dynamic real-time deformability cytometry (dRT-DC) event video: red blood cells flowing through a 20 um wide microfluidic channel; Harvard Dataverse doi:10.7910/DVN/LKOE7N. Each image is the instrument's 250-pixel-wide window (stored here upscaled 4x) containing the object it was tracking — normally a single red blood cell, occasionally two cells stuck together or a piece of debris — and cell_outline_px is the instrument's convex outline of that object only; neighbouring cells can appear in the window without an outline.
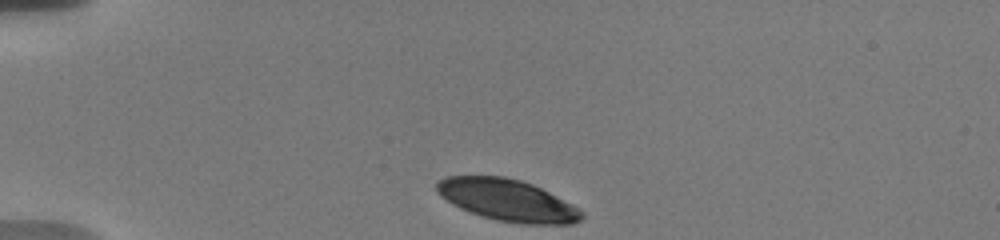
{"species": "human", "species_latin": "Homo sapiens", "temperature_condition": "warm", "stored_images_in_passage": 39, "camera_frame_rate_fps": 3000, "um_per_image_px": 0.085, "donor": {"sex": "male"}, "frame": {"image": 1, "passage_image": 1, "time_ms": 0.0, "image_size_px": [1000, 240], "cell_outline_px": [[584, 216], [580, 220], [572, 224], [520, 224], [496, 220], [480, 216], [460, 208], [452, 204], [440, 196], [436, 192], [436, 184], [444, 176], [504, 176], [520, 180], [532, 184], [572, 204], [584, 212]], "centroid_in_image_um": [43.11, 17.02], "position_along_channel_um": 41.9, "area_um2": 35.32}}
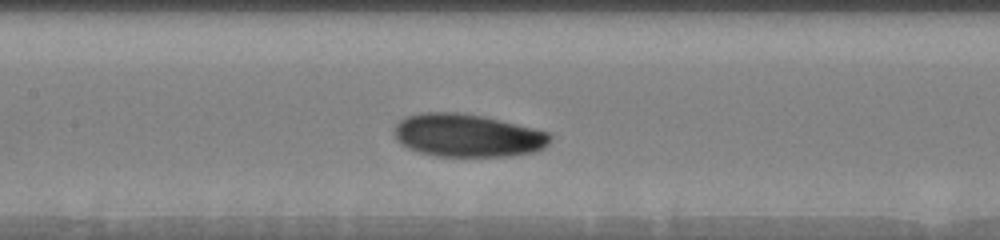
{"frame": {"image": 2, "passage_image": 15, "time_ms": 4.667, "image_size_px": [1000, 240], "cell_outline_px": [[552, 140], [544, 148], [536, 152], [512, 156], [436, 156], [420, 152], [408, 148], [400, 144], [396, 140], [396, 124], [400, 120], [408, 116], [424, 112], [456, 112], [484, 116], [548, 132], [552, 136]], "centroid_in_image_um": [39.77, 11.52], "position_along_channel_um": 167.6, "area_um2": 39.02}}
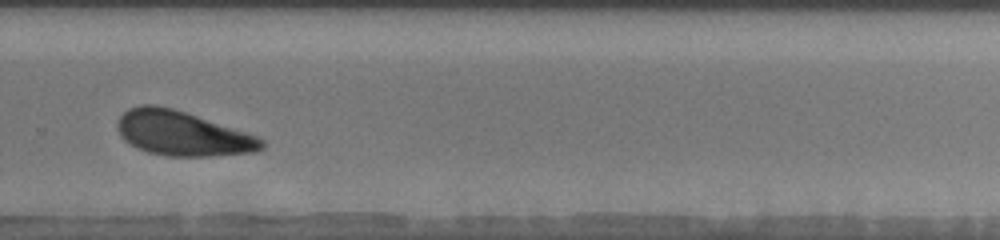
{"frame": {"image": 3, "passage_image": 27, "time_ms": 8.667, "image_size_px": [1000, 240], "cell_outline_px": [[264, 148], [256, 152], [212, 156], [164, 156], [148, 152], [124, 140], [120, 136], [116, 124], [120, 116], [128, 108], [140, 104], [156, 104], [172, 108], [248, 132], [260, 136], [264, 140]], "centroid_in_image_um": [15.52, 11.34], "position_along_channel_um": 314.3, "area_um2": 37.69}, "authors_computed_cell_mechanics": {"area_um2": 37.9168, "velocity_mm_per_s": 3.6781, "shape_relaxation_time_tau1_ms": 2.7313, "shape_relaxation_time_tau2_ms": null, "deformation_change_tau1": 0.1032, "deformation_change_tau2": null}}